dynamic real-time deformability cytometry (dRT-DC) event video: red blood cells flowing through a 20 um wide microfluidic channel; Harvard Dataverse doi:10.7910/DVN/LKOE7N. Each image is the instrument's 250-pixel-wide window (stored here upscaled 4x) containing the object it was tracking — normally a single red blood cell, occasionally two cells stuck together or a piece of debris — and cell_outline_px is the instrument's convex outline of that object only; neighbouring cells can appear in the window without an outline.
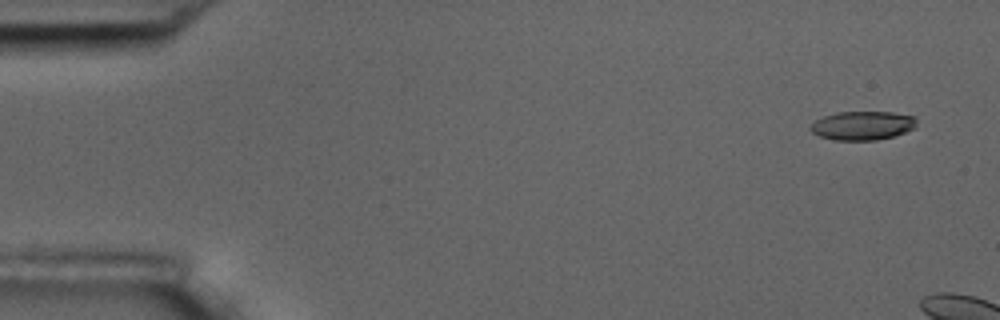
{"species": "common noctule bat (a hibernating species)", "species_latin": "Nyctalus noctula", "temperature_condition": "room temperature", "stored_images_in_passage": 6, "camera_frame_rate_fps": 3000, "um_per_image_px": 0.085, "animal": {"sex": "male", "body_mass_g": 17.5, "forearm_length_mm": 52.3}, "frame": {"image": 1, "passage_image": 1, "time_ms": 0.0, "image_size_px": [1000, 320], "cell_outline_px": [[916, 128], [892, 136], [876, 140], [836, 140], [820, 136], [812, 132], [808, 128], [816, 120], [824, 116], [836, 112], [892, 112], [916, 116]], "centroid_in_image_um": [73.33, 10.66], "position_along_channel_um": 11.7, "area_um2": 17.8}}
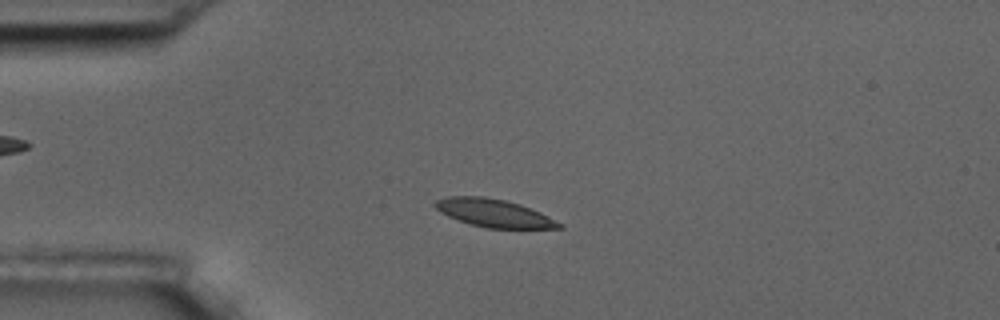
{"frame": {"image": 2, "passage_image": 5, "time_ms": 5.667, "image_size_px": [1000, 320], "cell_outline_px": [[564, 228], [484, 228], [448, 216], [440, 212], [432, 204], [436, 200], [448, 196], [484, 196], [504, 200], [520, 204], [540, 212], [564, 224]], "centroid_in_image_um": [41.99, 18.11], "position_along_channel_um": 43.0, "area_um2": 20.11}}